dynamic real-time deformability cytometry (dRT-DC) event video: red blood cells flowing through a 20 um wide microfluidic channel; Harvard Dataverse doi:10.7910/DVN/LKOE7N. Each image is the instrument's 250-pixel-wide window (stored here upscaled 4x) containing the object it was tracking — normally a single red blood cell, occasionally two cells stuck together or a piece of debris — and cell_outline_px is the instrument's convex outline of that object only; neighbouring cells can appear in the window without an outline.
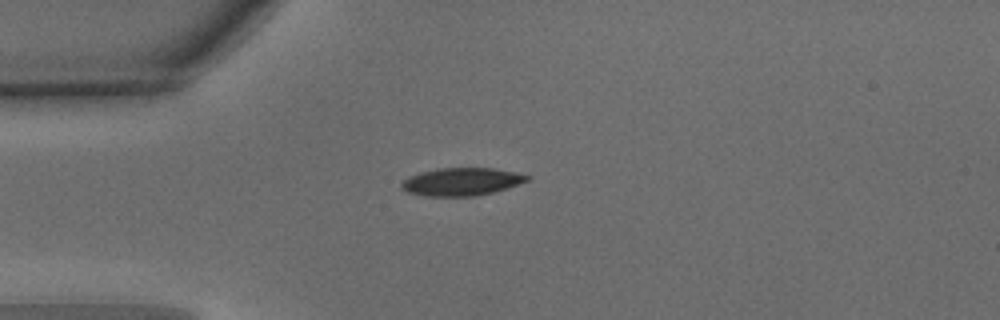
{"species": "common noctule bat (a hibernating species)", "species_latin": "Nyctalus noctula", "temperature_condition": "warm", "stored_images_in_passage": 39, "camera_frame_rate_fps": 3000, "um_per_image_px": 0.085, "animal": {"sex": "male", "body_mass_g": 15.6}, "frame": {"image": 1, "passage_image": 1, "time_ms": 0.0, "image_size_px": [1000, 320], "cell_outline_px": [[532, 176], [528, 180], [508, 188], [476, 196], [424, 196], [408, 192], [400, 188], [400, 184], [408, 176], [420, 172], [436, 168], [492, 168]], "centroid_in_image_um": [39.19, 15.44], "position_along_channel_um": 45.8, "area_um2": 20.35}}
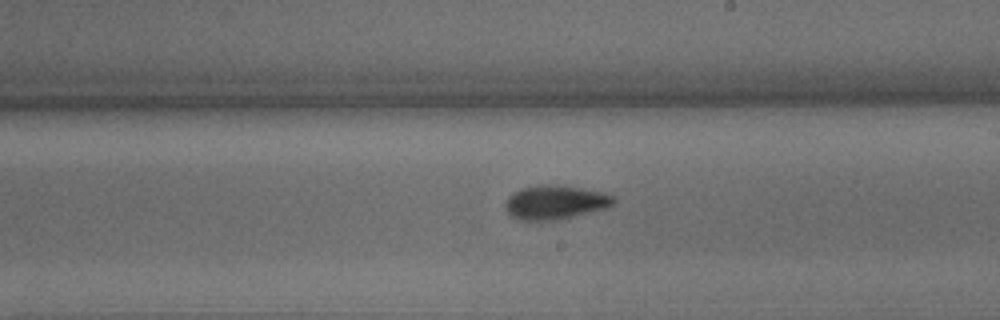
{"frame": {"image": 2, "passage_image": 17, "time_ms": 5.333, "image_size_px": [1000, 320], "cell_outline_px": [[616, 200], [608, 208], [560, 220], [520, 220], [512, 216], [508, 212], [504, 204], [508, 196], [512, 192], [520, 188], [544, 184], [556, 184], [580, 188], [600, 192], [616, 196]], "centroid_in_image_um": [47.19, 17.19], "position_along_channel_um": 241.8, "area_um2": 21.68}}
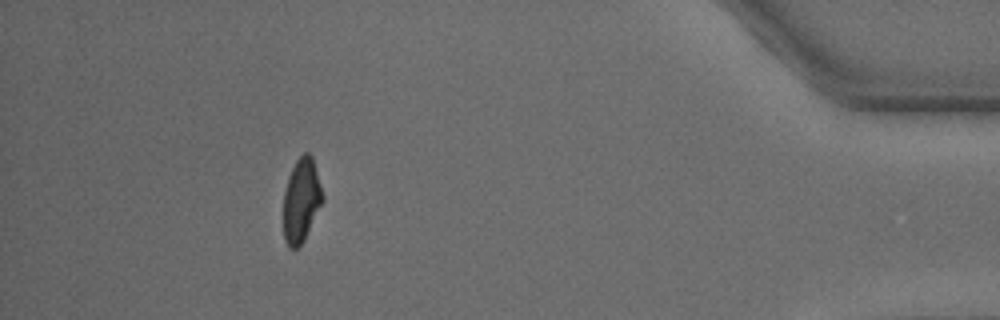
{"frame": {"image": 3, "passage_image": 34, "time_ms": 11.0, "image_size_px": [1000, 320], "cell_outline_px": [[324, 200], [304, 240], [296, 248], [288, 248], [284, 240], [284, 192], [288, 176], [296, 160], [304, 152], [308, 152], [312, 156], [324, 196]], "centroid_in_image_um": [25.62, 17.02], "position_along_channel_um": 409.6, "area_um2": 19.13}, "authors_computed_cell_mechanics": {"area_um2": 20.23, "velocity_mm_per_s": 3.9595, "shape_relaxation_time_tau1_ms": 3.2609, "shape_relaxation_time_tau2_ms": 2.3867, "deformation_change_tau1": 0.1332, "deformation_change_tau2": 0.0778}}